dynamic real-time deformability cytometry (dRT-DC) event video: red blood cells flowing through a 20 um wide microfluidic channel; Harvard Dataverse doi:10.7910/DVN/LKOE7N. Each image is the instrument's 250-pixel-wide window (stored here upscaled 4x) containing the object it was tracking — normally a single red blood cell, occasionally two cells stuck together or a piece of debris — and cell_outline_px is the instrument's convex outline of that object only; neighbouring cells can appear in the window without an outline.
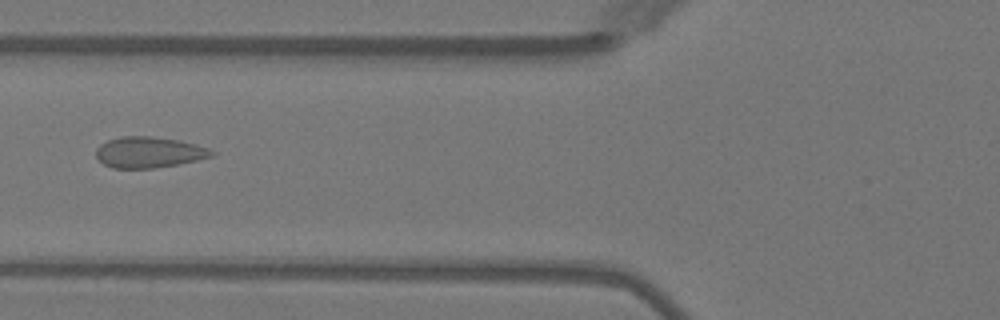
{"species": "Egyptian fruit bat (a non-hibernating species)", "species_latin": "Rousettus aegyptiacus", "temperature_condition": "warm", "stored_images_in_passage": 5, "camera_frame_rate_fps": 3000, "um_per_image_px": 0.085, "animal": {"sex": "female"}, "frame": {"image": 1, "passage_image": 5, "time_ms": 4.667, "image_size_px": [1000, 320], "cell_outline_px": [[216, 152], [212, 156], [196, 160], [176, 164], [152, 168], [112, 168], [104, 164], [96, 156], [96, 148], [100, 144], [108, 140], [120, 136], [152, 136], [180, 140], [196, 144], [208, 148]], "centroid_in_image_um": [12.64, 12.93], "position_along_channel_um": 113.2, "area_um2": 20.81}}